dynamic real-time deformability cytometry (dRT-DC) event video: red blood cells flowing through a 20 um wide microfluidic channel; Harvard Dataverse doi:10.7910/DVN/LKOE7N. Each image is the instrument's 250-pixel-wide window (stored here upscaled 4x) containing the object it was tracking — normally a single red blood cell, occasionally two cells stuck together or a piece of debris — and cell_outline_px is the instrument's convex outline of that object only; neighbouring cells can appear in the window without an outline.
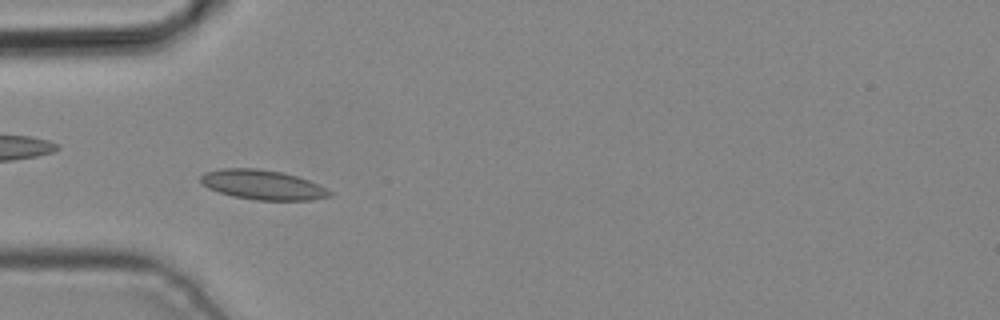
{"species": "common noctule bat (a hibernating species)", "species_latin": "Nyctalus noctula", "temperature_condition": "cold", "stored_images_in_passage": 6, "camera_frame_rate_fps": 3000, "um_per_image_px": 0.085, "animal": {"sex": "male", "body_mass_g": 19.2, "forearm_length_mm": 51.8}, "frame": {"image": 1, "passage_image": 5, "time_ms": 1.333, "image_size_px": [1000, 320], "cell_outline_px": [[332, 196], [312, 200], [256, 200], [232, 196], [208, 188], [200, 180], [200, 176], [204, 172], [220, 168], [256, 168], [284, 172], [308, 180], [332, 192]], "centroid_in_image_um": [22.3, 15.7], "position_along_channel_um": 62.7, "area_um2": 22.25}}
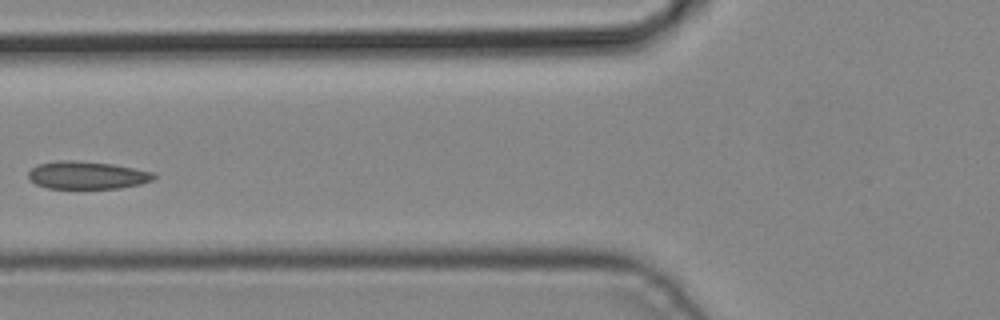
{"frame": {"image": 2, "passage_image": 6, "time_ms": 1.667, "image_size_px": [1000, 320], "cell_outline_px": [[156, 176], [152, 180], [140, 184], [120, 188], [48, 188], [36, 184], [28, 176], [28, 172], [36, 164], [60, 160], [64, 160], [112, 164], [156, 172]], "centroid_in_image_um": [7.42, 14.89], "position_along_channel_um": 118.4, "area_um2": 20.11}}